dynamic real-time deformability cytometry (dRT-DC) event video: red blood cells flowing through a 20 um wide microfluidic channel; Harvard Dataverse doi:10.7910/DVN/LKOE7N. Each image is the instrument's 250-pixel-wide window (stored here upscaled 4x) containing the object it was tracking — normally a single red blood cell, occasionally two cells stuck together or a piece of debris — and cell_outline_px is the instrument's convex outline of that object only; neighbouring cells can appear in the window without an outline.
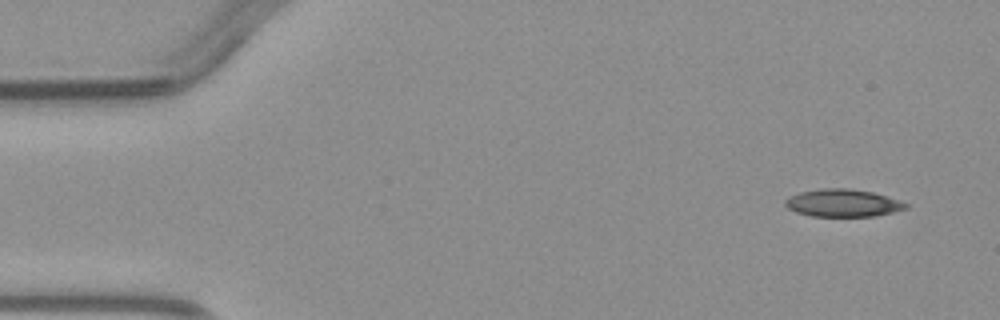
{"species": "common noctule bat (a hibernating species)", "species_latin": "Nyctalus noctula", "temperature_condition": "warm", "stored_images_in_passage": 3, "camera_frame_rate_fps": 3000, "um_per_image_px": 0.085, "animal": {"sex": "male", "body_mass_g": 23.1, "forearm_length_mm": 52.7}, "frame": {"image": 1, "passage_image": 1, "time_ms": 0.0, "image_size_px": [1000, 320], "cell_outline_px": [[908, 208], [876, 216], [812, 216], [796, 212], [788, 208], [784, 204], [784, 200], [788, 196], [800, 192], [820, 188], [848, 188], [872, 192], [900, 200], [908, 204]], "centroid_in_image_um": [71.62, 17.25], "position_along_channel_um": 13.4, "area_um2": 19.42}}